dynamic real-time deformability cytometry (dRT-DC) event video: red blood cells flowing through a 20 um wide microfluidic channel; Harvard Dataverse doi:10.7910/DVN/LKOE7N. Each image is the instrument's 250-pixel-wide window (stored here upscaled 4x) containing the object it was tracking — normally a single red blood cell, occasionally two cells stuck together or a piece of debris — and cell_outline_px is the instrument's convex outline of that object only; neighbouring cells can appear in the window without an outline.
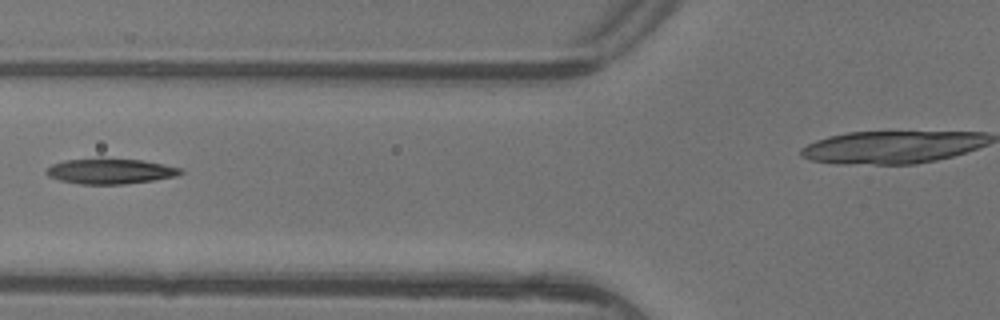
{"species": "common noctule bat (a hibernating species)", "species_latin": "Nyctalus noctula", "temperature_condition": "warm", "stored_images_in_passage": 4, "camera_frame_rate_fps": 3000, "um_per_image_px": 0.085, "animal": {"sex": "female"}, "frame": {"image": 1, "passage_image": 3, "time_ms": 0.667, "image_size_px": [1000, 320], "cell_outline_px": [[184, 172], [176, 176], [152, 180], [124, 184], [80, 184], [60, 180], [48, 176], [44, 172], [52, 164], [64, 160], [100, 156], [144, 160], [184, 168]], "centroid_in_image_um": [9.37, 14.51], "position_along_channel_um": 116.4, "area_um2": 20.52}}
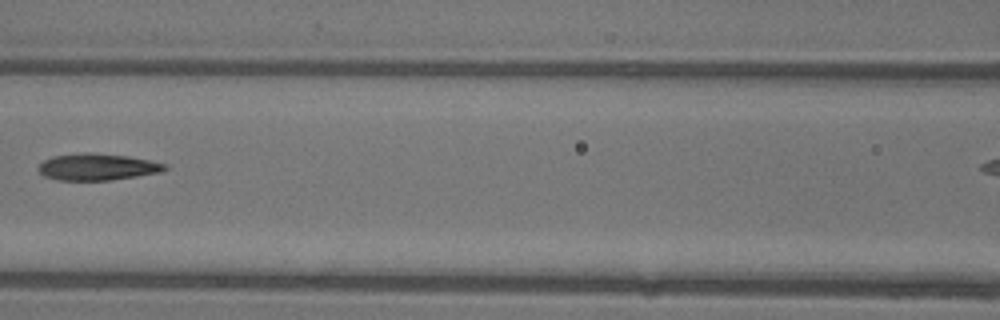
{"frame": {"image": 2, "passage_image": 4, "time_ms": 1.0, "image_size_px": [1000, 320], "cell_outline_px": [[168, 168], [160, 172], [112, 180], [56, 180], [44, 176], [36, 168], [44, 160], [52, 156], [84, 152], [88, 152], [128, 156], [168, 164]], "centroid_in_image_um": [8.25, 14.18], "position_along_channel_um": 158.3, "area_um2": 19.71}}